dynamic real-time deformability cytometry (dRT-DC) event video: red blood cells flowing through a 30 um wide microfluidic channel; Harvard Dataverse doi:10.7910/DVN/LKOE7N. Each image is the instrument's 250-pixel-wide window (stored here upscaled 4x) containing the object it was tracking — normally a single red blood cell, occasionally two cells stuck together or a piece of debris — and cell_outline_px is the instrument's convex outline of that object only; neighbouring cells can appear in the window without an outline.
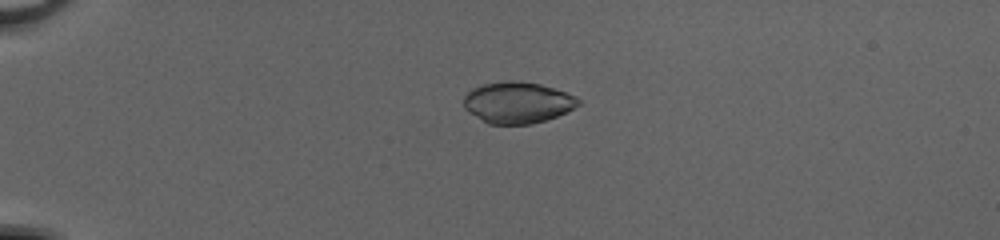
{"species": "common noctule bat (a hibernating species)", "species_latin": "Nyctalus noctula", "temperature_condition": "cold", "stored_images_in_passage": 38, "camera_frame_rate_fps": 3000, "um_per_image_px": 0.085, "animal": {"sex": "female", "body_mass_g": 20.0, "forearm_length_mm": 54.0}, "frame": {"image": 1, "passage_image": 1, "time_ms": 0.0, "image_size_px": [1000, 240], "cell_outline_px": [[580, 104], [556, 116], [532, 124], [488, 124], [468, 112], [464, 108], [464, 96], [472, 88], [484, 84], [508, 80], [516, 80], [540, 84], [576, 96], [580, 100]], "centroid_in_image_um": [43.95, 8.71], "position_along_channel_um": 41.0, "area_um2": 27.46}}
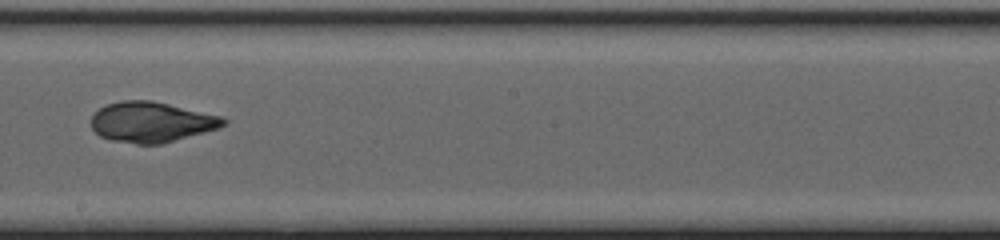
{"frame": {"image": 2, "passage_image": 19, "time_ms": 6.0, "image_size_px": [1000, 240], "cell_outline_px": [[228, 124], [220, 128], [160, 144], [136, 144], [112, 140], [100, 136], [92, 128], [92, 116], [100, 108], [108, 104], [120, 100], [152, 100], [220, 116], [228, 120]], "centroid_in_image_um": [12.89, 10.37], "position_along_channel_um": 235.3, "area_um2": 30.98}}
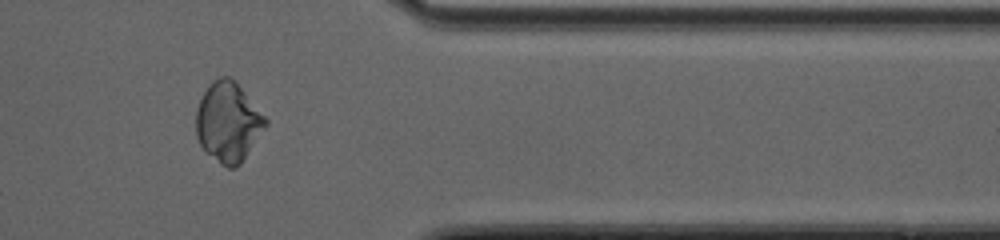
{"frame": {"image": 3, "passage_image": 31, "time_ms": 10.0, "image_size_px": [1000, 240], "cell_outline_px": [[268, 124], [240, 164], [236, 168], [228, 168], [220, 164], [200, 144], [196, 136], [196, 108], [208, 84], [212, 80], [220, 76], [228, 76], [240, 88], [268, 120]], "centroid_in_image_um": [19.37, 10.39], "position_along_channel_um": 392.0, "area_um2": 31.79}}